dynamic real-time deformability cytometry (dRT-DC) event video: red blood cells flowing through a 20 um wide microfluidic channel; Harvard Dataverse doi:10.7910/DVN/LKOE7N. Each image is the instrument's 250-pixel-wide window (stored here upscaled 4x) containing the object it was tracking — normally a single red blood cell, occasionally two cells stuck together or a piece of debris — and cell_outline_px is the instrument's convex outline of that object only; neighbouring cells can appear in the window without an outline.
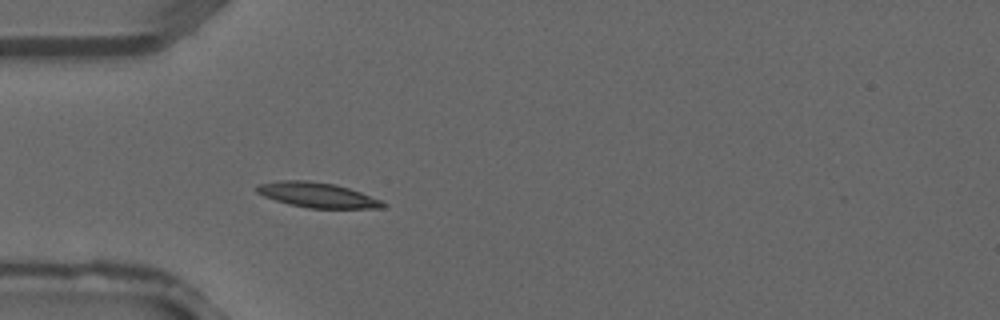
{"species": "common noctule bat (a hibernating species)", "species_latin": "Nyctalus noctula", "temperature_condition": "warm", "stored_images_in_passage": 2, "camera_frame_rate_fps": 3000, "um_per_image_px": 0.085, "animal": {"sex": "male", "forearm_length_mm": 52.5}, "frame": {"image": 1, "passage_image": 2, "time_ms": 0.333, "image_size_px": [1000, 320], "cell_outline_px": [[388, 204], [384, 208], [308, 208], [288, 204], [264, 196], [256, 192], [256, 188], [260, 184], [280, 180], [308, 180], [336, 184], [360, 192], [380, 200]], "centroid_in_image_um": [26.98, 16.57], "position_along_channel_um": 58.0, "area_um2": 18.32}}